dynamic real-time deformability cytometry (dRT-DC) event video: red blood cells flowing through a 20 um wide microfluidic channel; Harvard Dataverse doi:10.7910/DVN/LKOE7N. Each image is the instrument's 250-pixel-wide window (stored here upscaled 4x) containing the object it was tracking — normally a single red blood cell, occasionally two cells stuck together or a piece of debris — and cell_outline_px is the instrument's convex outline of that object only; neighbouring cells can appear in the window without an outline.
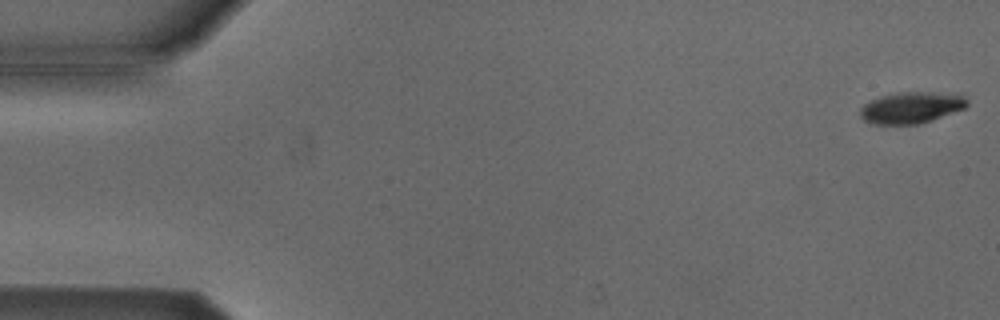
{"species": "Egyptian fruit bat (a non-hibernating species)", "species_latin": "Rousettus aegyptiacus", "temperature_condition": "cold", "stored_images_in_passage": 11, "camera_frame_rate_fps": 3000, "um_per_image_px": 0.085, "animal": {"sex": "male"}, "frame": {"image": 1, "passage_image": 1, "time_ms": 0.0, "image_size_px": [1000, 320], "cell_outline_px": [[968, 104], [964, 108], [932, 120], [916, 124], [876, 124], [864, 120], [860, 116], [860, 108], [864, 104], [880, 96], [900, 92], [964, 92], [968, 100]], "centroid_in_image_um": [77.54, 9.11], "position_along_channel_um": 7.5, "area_um2": 19.83}}